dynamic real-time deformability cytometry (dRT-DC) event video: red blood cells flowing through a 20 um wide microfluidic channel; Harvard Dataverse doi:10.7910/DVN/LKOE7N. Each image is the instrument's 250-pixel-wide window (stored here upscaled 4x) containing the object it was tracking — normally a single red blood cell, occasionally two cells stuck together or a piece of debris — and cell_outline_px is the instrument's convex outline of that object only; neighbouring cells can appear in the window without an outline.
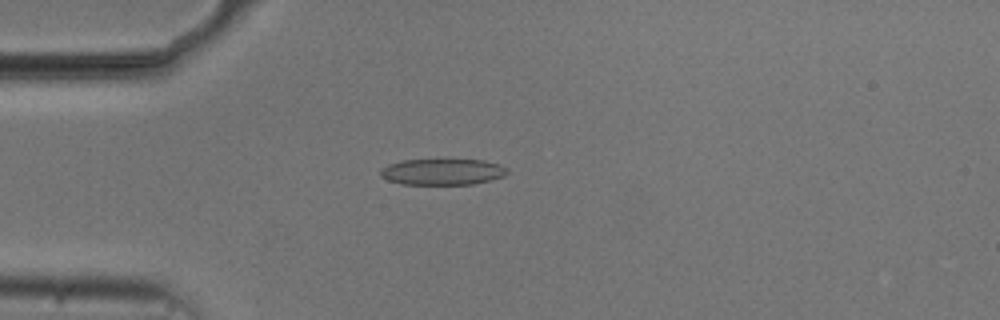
{"species": "common noctule bat (a hibernating species)", "species_latin": "Nyctalus noctula", "temperature_condition": "cold", "stored_images_in_passage": 13, "camera_frame_rate_fps": 3000, "um_per_image_px": 0.085, "animal": {"sex": "male", "body_mass_g": 20.5, "forearm_length_mm": 52.5}, "frame": {"image": 1, "passage_image": 3, "time_ms": 0.667, "image_size_px": [1000, 320], "cell_outline_px": [[508, 172], [504, 176], [492, 180], [472, 184], [400, 184], [388, 180], [380, 176], [380, 168], [388, 164], [400, 160], [484, 160], [500, 164], [508, 168]], "centroid_in_image_um": [37.6, 14.6], "position_along_channel_um": 47.4, "area_um2": 19.48}}
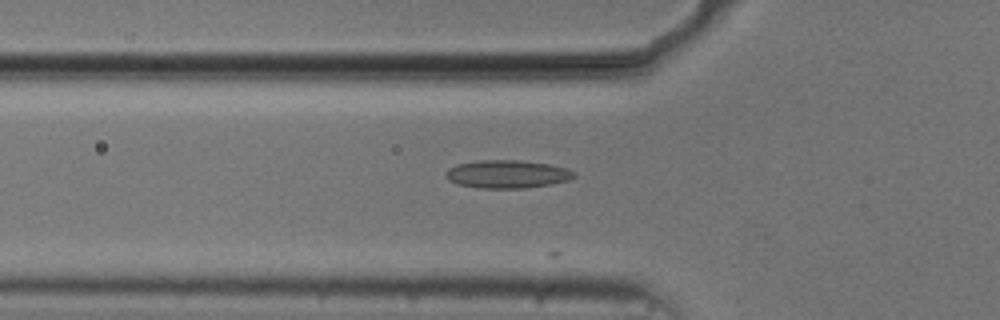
{"frame": {"image": 2, "passage_image": 7, "time_ms": 2.0, "image_size_px": [1000, 320], "cell_outline_px": [[576, 176], [568, 180], [552, 184], [528, 188], [480, 188], [460, 184], [448, 180], [444, 176], [444, 172], [448, 168], [456, 164], [476, 160], [520, 160], [548, 164], [568, 168], [576, 172]], "centroid_in_image_um": [43.11, 14.79], "position_along_channel_um": 82.7, "area_um2": 21.21}}